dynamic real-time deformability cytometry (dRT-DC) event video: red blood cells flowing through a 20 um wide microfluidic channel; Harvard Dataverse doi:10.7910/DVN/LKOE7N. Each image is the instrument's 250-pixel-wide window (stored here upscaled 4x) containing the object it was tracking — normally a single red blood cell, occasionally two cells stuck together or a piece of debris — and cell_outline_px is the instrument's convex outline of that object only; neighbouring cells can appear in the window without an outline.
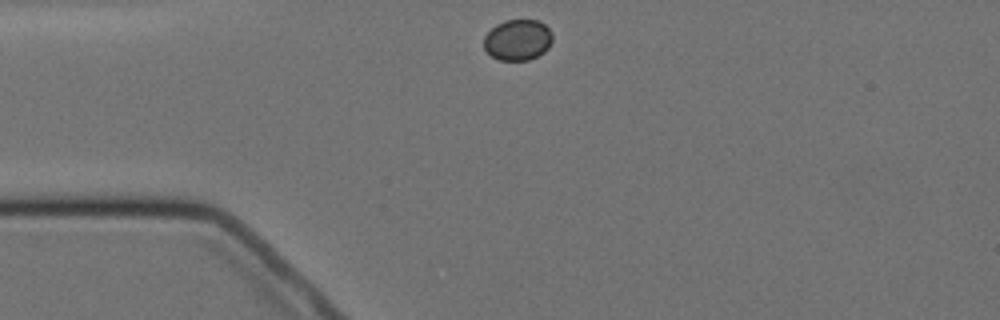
{"species": "Egyptian fruit bat (a non-hibernating species)", "species_latin": "Rousettus aegyptiacus", "temperature_condition": "cold", "stored_images_in_passage": 2, "camera_frame_rate_fps": 3000, "um_per_image_px": 0.085, "animal": {"sex": "female"}, "frame": {"image": 1, "passage_image": 1, "time_ms": 0.0, "image_size_px": [1000, 320], "cell_outline_px": [[552, 40], [548, 48], [544, 52], [528, 60], [500, 60], [492, 56], [484, 48], [484, 36], [496, 24], [504, 20], [536, 20], [544, 24], [552, 32]], "centroid_in_image_um": [44.0, 3.38], "position_along_channel_um": 41.0, "area_um2": 16.3}}